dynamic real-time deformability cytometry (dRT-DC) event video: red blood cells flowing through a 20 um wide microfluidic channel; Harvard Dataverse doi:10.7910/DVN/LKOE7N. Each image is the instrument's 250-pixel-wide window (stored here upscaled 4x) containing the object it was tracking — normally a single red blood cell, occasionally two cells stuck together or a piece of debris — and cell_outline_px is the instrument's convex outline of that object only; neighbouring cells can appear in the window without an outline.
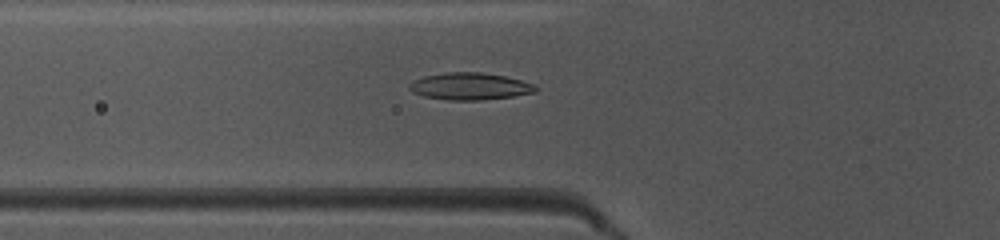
{"species": "common noctule bat (a hibernating species)", "species_latin": "Nyctalus noctula", "temperature_condition": "warm", "stored_images_in_passage": 34, "camera_frame_rate_fps": 3000, "um_per_image_px": 0.085, "animal": {"sex": "female", "body_mass_g": 10.0, "forearm_length_mm": 53.1}, "frame": {"image": 1, "passage_image": 9, "time_ms": 2.667, "image_size_px": [1000, 240], "cell_outline_px": [[536, 92], [512, 96], [480, 100], [448, 100], [424, 96], [412, 92], [408, 88], [408, 84], [412, 80], [424, 76], [444, 72], [480, 72], [504, 76], [520, 80], [532, 84], [536, 88]], "centroid_in_image_um": [39.87, 7.33], "position_along_channel_um": 85.9, "area_um2": 19.83}}
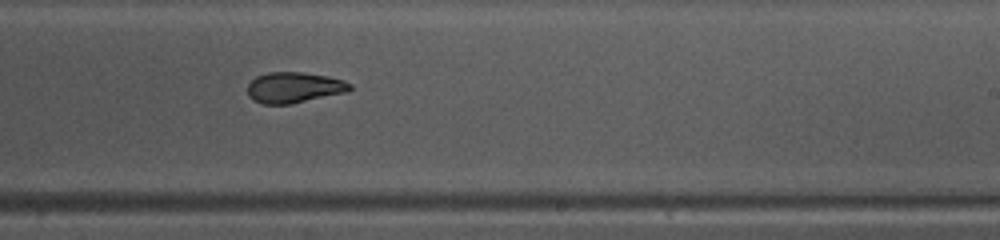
{"frame": {"image": 2, "passage_image": 22, "time_ms": 7.0, "image_size_px": [1000, 240], "cell_outline_px": [[352, 88], [348, 92], [288, 104], [264, 104], [252, 100], [248, 96], [248, 84], [256, 76], [268, 72], [304, 72], [328, 76], [344, 80], [352, 84]], "centroid_in_image_um": [25.0, 7.43], "position_along_channel_um": 264.0, "area_um2": 18.44}}
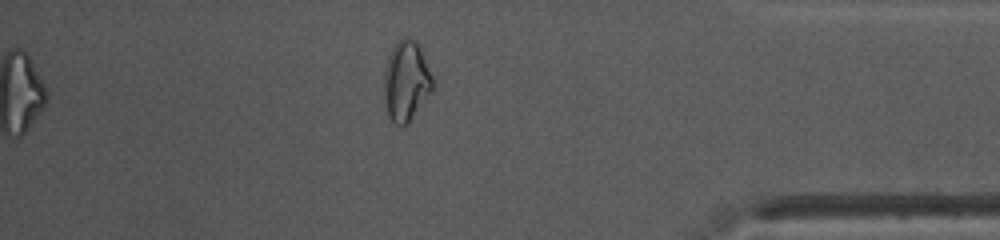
{"frame": {"image": 3, "passage_image": 34, "time_ms": 11.0, "image_size_px": [1000, 240], "cell_outline_px": [[432, 92], [408, 124], [404, 128], [396, 124], [388, 116], [384, 96], [384, 72], [388, 56], [396, 40], [400, 36], [404, 36], [412, 40], [420, 48], [432, 76]], "centroid_in_image_um": [34.51, 6.91], "position_along_channel_um": 400.7, "area_um2": 22.77}, "authors_computed_cell_mechanics": {"area_um2": 19.0162, "velocity_mm_per_s": 4.0895, "shape_relaxation_time_tau1_ms": 7.5061, "shape_relaxation_time_tau2_ms": 3.425, "deformation_change_tau1": 0.1966, "deformation_change_tau2": 0.0855}}